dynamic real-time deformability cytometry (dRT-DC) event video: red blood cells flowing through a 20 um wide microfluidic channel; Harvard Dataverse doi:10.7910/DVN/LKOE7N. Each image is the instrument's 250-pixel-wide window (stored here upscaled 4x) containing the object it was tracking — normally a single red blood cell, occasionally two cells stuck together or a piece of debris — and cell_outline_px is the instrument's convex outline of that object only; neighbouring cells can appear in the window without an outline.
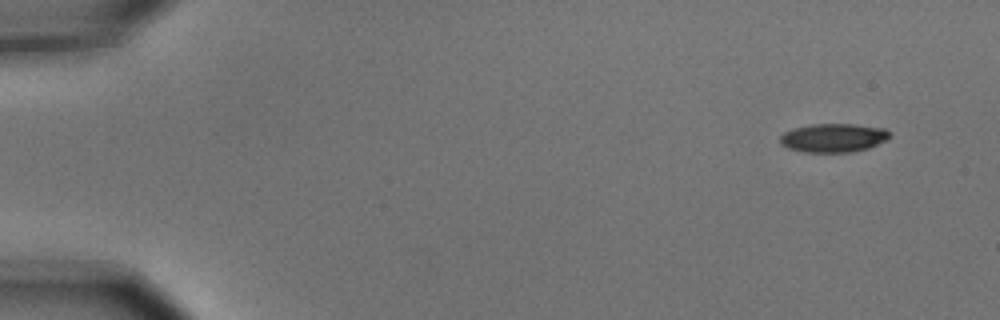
{"species": "common noctule bat (a hibernating species)", "species_latin": "Nyctalus noctula", "temperature_condition": "cold", "stored_images_in_passage": 9, "camera_frame_rate_fps": 3000, "um_per_image_px": 0.085, "animal": {"sex": "male", "body_mass_g": 15.6}, "frame": {"image": 1, "passage_image": 1, "time_ms": 0.0, "image_size_px": [1000, 320], "cell_outline_px": [[892, 136], [888, 140], [868, 148], [852, 152], [804, 152], [788, 148], [780, 144], [780, 136], [784, 132], [792, 128], [812, 124], [852, 124], [888, 128], [892, 132]], "centroid_in_image_um": [70.89, 11.71], "position_along_channel_um": 14.1, "area_um2": 18.67}}
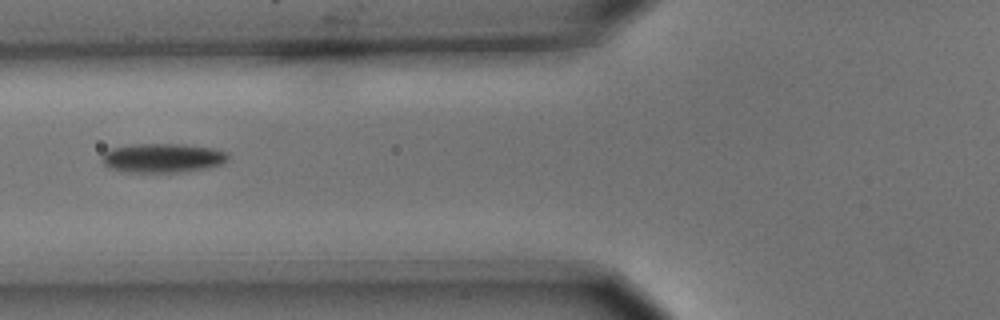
{"frame": {"image": 2, "passage_image": 6, "time_ms": 1.667, "image_size_px": [1000, 320], "cell_outline_px": [[228, 160], [224, 164], [208, 168], [176, 172], [132, 172], [112, 168], [104, 164], [104, 152], [112, 148], [132, 144], [184, 144], [212, 148], [228, 152]], "centroid_in_image_um": [13.9, 13.42], "position_along_channel_um": 111.9, "area_um2": 21.27}}
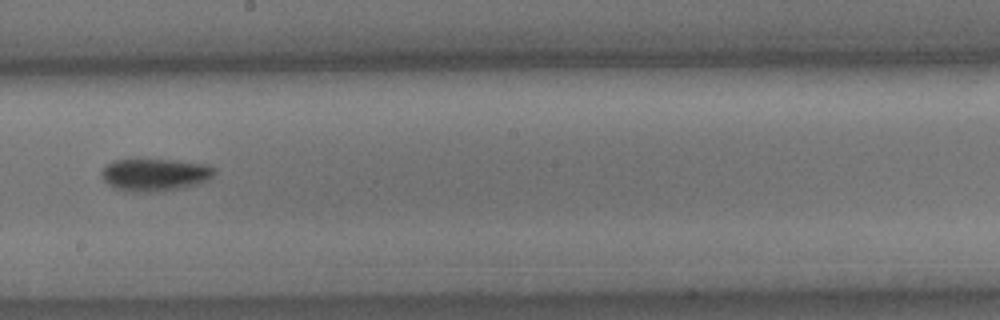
{"frame": {"image": 3, "passage_image": 9, "time_ms": 2.667, "image_size_px": [1000, 320], "cell_outline_px": [[216, 172], [208, 180], [200, 184], [160, 192], [124, 192], [108, 184], [100, 176], [100, 172], [104, 164], [112, 160], [132, 156], [140, 156], [208, 164], [216, 168]], "centroid_in_image_um": [13.1, 14.8], "position_along_channel_um": 235.1, "area_um2": 22.83}}